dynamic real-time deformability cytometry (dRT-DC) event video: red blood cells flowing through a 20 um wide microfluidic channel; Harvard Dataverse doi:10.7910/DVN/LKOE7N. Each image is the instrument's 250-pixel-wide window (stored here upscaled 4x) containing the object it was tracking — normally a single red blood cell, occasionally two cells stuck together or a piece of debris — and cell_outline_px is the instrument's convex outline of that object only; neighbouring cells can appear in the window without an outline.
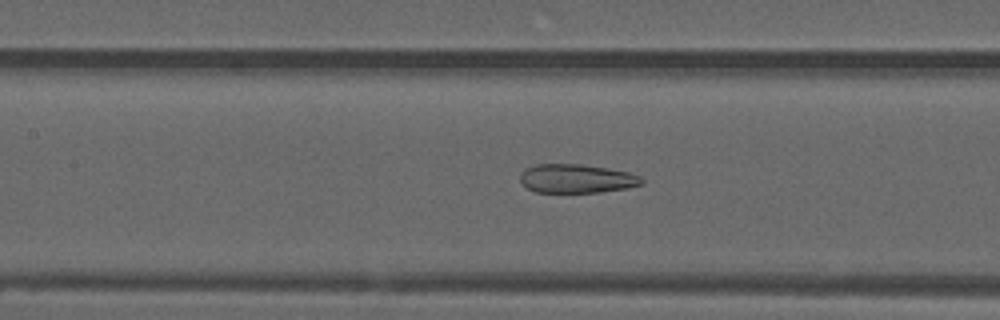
{"species": "common noctule bat (a hibernating species)", "species_latin": "Nyctalus noctula", "temperature_condition": "warm", "stored_images_in_passage": 49, "camera_frame_rate_fps": 3000, "um_per_image_px": 0.085, "animal": {"sex": "male", "forearm_length_mm": 52.5}, "frame": {"image": 1, "passage_image": 19, "time_ms": 6.0, "image_size_px": [1000, 320], "cell_outline_px": [[644, 184], [628, 188], [600, 192], [536, 192], [528, 188], [520, 180], [520, 172], [524, 168], [536, 164], [580, 164], [628, 172], [640, 176], [644, 180]], "centroid_in_image_um": [49.01, 15.18], "position_along_channel_um": 158.4, "area_um2": 20.4}}
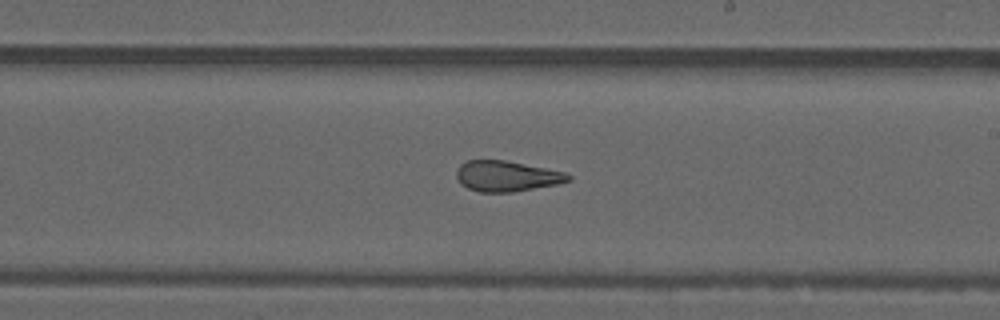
{"frame": {"image": 2, "passage_image": 26, "time_ms": 8.333, "image_size_px": [1000, 320], "cell_outline_px": [[572, 180], [556, 184], [512, 192], [480, 192], [468, 188], [460, 184], [456, 176], [456, 168], [460, 164], [468, 160], [504, 160], [568, 172], [572, 176]], "centroid_in_image_um": [43.07, 14.96], "position_along_channel_um": 245.9, "area_um2": 20.06}}
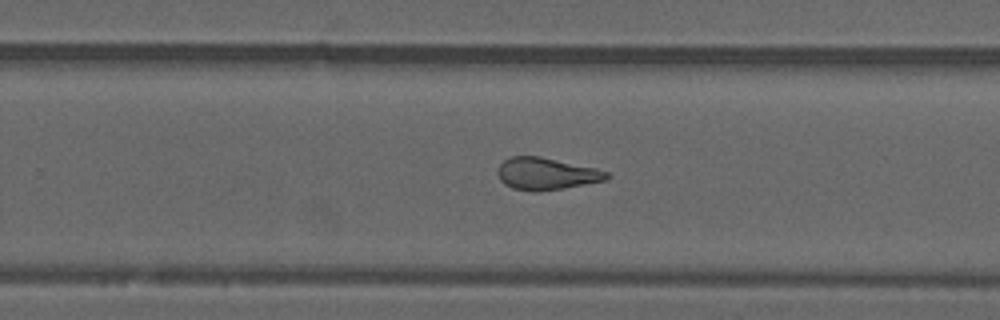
{"frame": {"image": 3, "passage_image": 29, "time_ms": 9.333, "image_size_px": [1000, 320], "cell_outline_px": [[612, 176], [608, 180], [564, 188], [536, 192], [532, 192], [512, 188], [504, 184], [500, 180], [496, 172], [496, 168], [504, 160], [512, 156], [540, 156], [596, 168], [608, 172]], "centroid_in_image_um": [46.43, 14.77], "position_along_channel_um": 283.4, "area_um2": 20.69}, "authors_computed_cell_mechanics": {"area_um2": 21.7906, "velocity_mm_per_s": 3.7654, "shape_relaxation_time_tau1_ms": null, "shape_relaxation_time_tau2_ms": 1.3803, "deformation_change_tau1": null, "deformation_change_tau2": 0.0955}}